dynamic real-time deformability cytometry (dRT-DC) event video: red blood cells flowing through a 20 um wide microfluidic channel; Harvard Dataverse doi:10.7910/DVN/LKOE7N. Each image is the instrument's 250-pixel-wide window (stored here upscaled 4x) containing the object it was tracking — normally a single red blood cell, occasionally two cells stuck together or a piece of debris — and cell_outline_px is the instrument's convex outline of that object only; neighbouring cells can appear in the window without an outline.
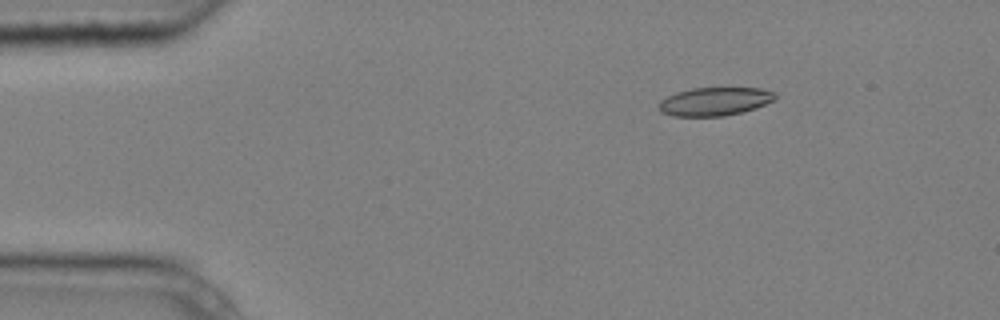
{"species": "common noctule bat (a hibernating species)", "species_latin": "Nyctalus noctula", "temperature_condition": "cold", "stored_images_in_passage": 3, "camera_frame_rate_fps": 3000, "um_per_image_px": 0.085, "animal": {"sex": "male", "body_mass_g": 20.4}, "frame": {"image": 1, "passage_image": 3, "time_ms": 0.667, "image_size_px": [1000, 320], "cell_outline_px": [[776, 100], [756, 108], [724, 116], [672, 116], [660, 112], [660, 100], [676, 92], [692, 88], [760, 88], [776, 92]], "centroid_in_image_um": [60.78, 8.62], "position_along_channel_um": 24.2, "area_um2": 19.25}}